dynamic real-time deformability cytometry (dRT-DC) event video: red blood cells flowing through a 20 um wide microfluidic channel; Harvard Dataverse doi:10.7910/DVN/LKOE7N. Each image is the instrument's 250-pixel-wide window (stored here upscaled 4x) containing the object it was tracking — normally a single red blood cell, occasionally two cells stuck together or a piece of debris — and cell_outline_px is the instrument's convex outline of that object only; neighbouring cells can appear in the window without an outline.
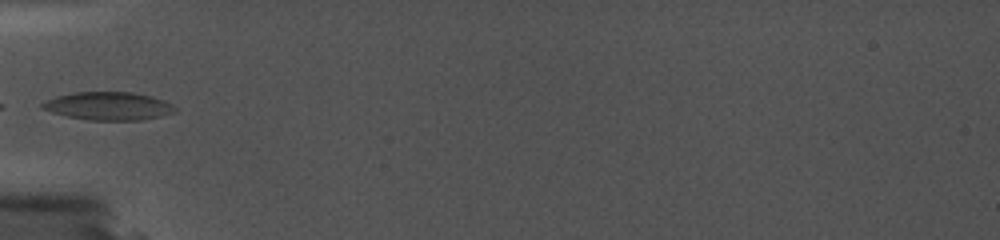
{"species": "common noctule bat (a hibernating species)", "species_latin": "Nyctalus noctula", "temperature_condition": "cold", "stored_images_in_passage": 8, "camera_frame_rate_fps": 5000, "um_per_image_px": 0.085, "animal": {"sex": "female", "body_mass_g": 19.0, "forearm_length_mm": 56.7}, "frame": {"image": 1, "passage_image": 1, "time_ms": 0.0, "image_size_px": [1000, 240], "cell_outline_px": [[176, 112], [160, 116], [140, 120], [88, 120], [68, 116], [52, 112], [40, 108], [40, 104], [56, 96], [72, 92], [132, 92], [152, 96], [164, 100], [172, 104], [176, 108]], "centroid_in_image_um": [9.22, 9.01], "position_along_channel_um": 75.8, "area_um2": 21.73}}
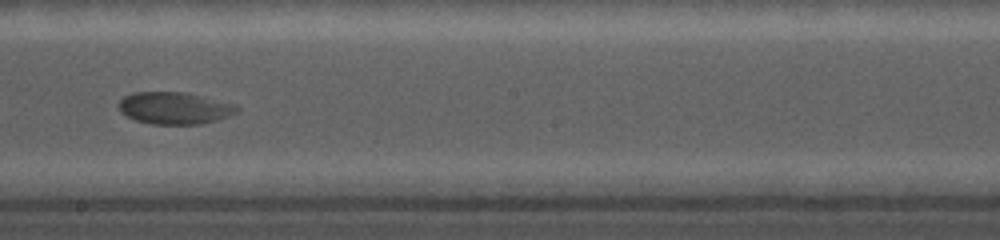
{"frame": {"image": 2, "passage_image": 6, "time_ms": 4.4, "image_size_px": [1000, 240], "cell_outline_px": [[240, 108], [236, 112], [228, 116], [216, 120], [200, 124], [152, 124], [136, 120], [120, 112], [120, 100], [124, 96], [132, 92], [184, 92], [204, 96], [236, 104]], "centroid_in_image_um": [14.85, 9.18], "position_along_channel_um": 233.3, "area_um2": 22.02}}